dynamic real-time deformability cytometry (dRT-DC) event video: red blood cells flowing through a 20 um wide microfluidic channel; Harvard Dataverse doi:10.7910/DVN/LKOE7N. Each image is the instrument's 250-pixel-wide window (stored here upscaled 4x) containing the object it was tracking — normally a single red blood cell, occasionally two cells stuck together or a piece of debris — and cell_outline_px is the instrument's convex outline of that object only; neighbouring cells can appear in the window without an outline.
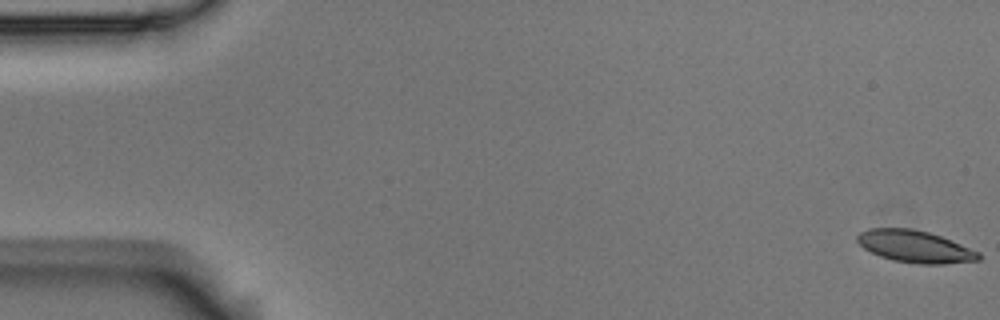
{"species": "Egyptian fruit bat (a non-hibernating species)", "species_latin": "Rousettus aegyptiacus", "temperature_condition": "room temperature", "stored_images_in_passage": 14, "camera_frame_rate_fps": 3000, "um_per_image_px": 0.085, "animal": {"sex": "male"}, "frame": {"image": 1, "passage_image": 1, "time_ms": 0.0, "image_size_px": [1000, 320], "cell_outline_px": [[980, 260], [944, 264], [920, 264], [892, 260], [880, 256], [864, 248], [856, 240], [856, 236], [860, 232], [868, 228], [912, 228], [928, 232], [940, 236], [980, 252]], "centroid_in_image_um": [77.76, 20.95], "position_along_channel_um": 7.2, "area_um2": 22.6}}
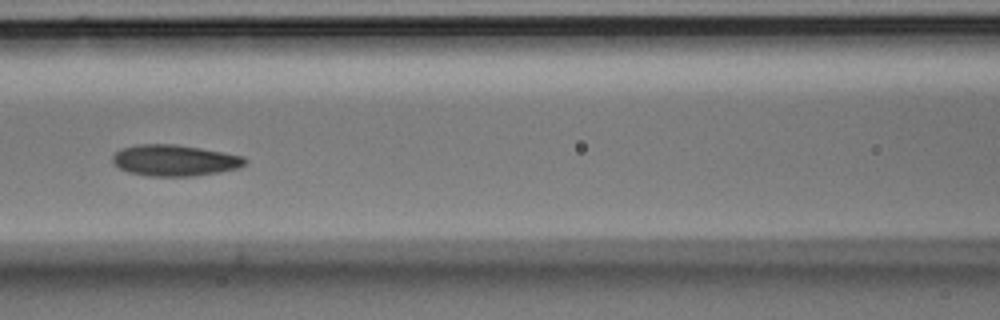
{"frame": {"image": 2, "passage_image": 7, "time_ms": 2.0, "image_size_px": [1000, 320], "cell_outline_px": [[248, 160], [244, 164], [236, 168], [220, 172], [192, 176], [148, 176], [128, 172], [120, 168], [112, 160], [112, 156], [120, 148], [136, 144], [176, 144], [200, 148], [244, 156]], "centroid_in_image_um": [14.82, 13.62], "position_along_channel_um": 151.8, "area_um2": 24.04}}
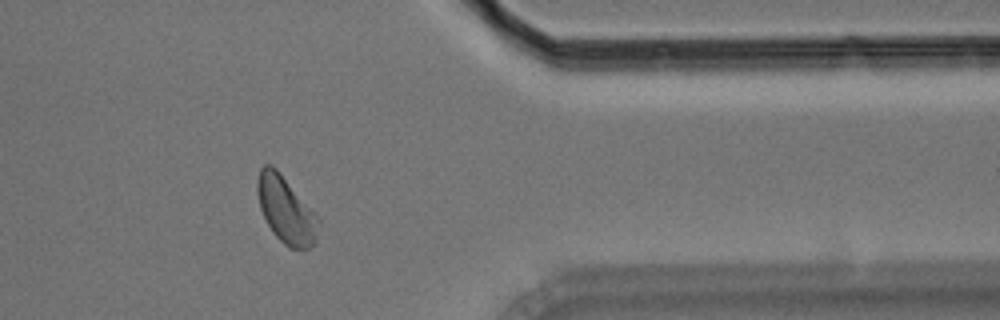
{"frame": {"image": 3, "passage_image": 13, "time_ms": 4.0, "image_size_px": [1000, 320], "cell_outline_px": [[320, 224], [316, 240], [308, 248], [288, 248], [272, 232], [260, 208], [256, 192], [256, 180], [260, 168], [264, 164], [272, 164], [280, 172], [320, 220]], "centroid_in_image_um": [24.27, 17.82], "position_along_channel_um": 387.1, "area_um2": 23.58}}